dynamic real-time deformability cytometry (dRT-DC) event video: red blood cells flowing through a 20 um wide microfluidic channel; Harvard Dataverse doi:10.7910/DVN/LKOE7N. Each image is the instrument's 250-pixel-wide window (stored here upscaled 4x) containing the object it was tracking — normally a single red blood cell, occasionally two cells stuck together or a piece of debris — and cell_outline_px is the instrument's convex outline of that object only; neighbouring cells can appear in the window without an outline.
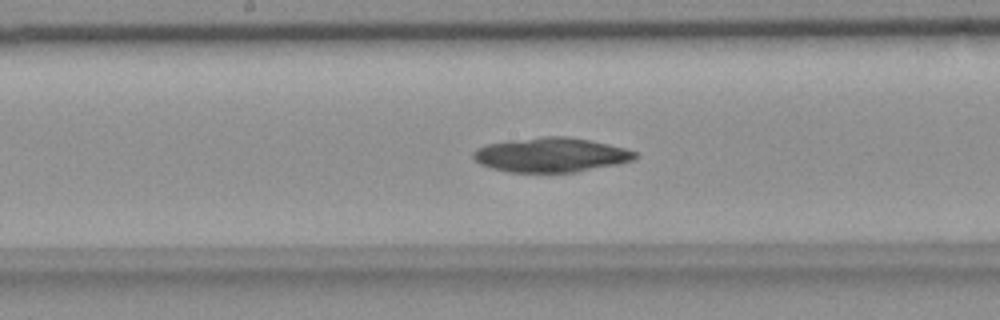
{"species": "common noctule bat (a hibernating species)", "species_latin": "Nyctalus noctula", "temperature_condition": "room temperature", "stored_images_in_passage": 46, "camera_frame_rate_fps": 3000, "um_per_image_px": 0.085, "animal": {"sex": "female", "body_mass_g": 18.4}, "frame": {"image": 1, "passage_image": 23, "time_ms": 7.333, "image_size_px": [1000, 320], "cell_outline_px": [[640, 156], [632, 160], [616, 164], [576, 172], [508, 172], [492, 168], [480, 164], [472, 156], [472, 152], [476, 148], [484, 144], [508, 140], [544, 136], [564, 136], [588, 140], [624, 148], [636, 152]], "centroid_in_image_um": [46.78, 13.16], "position_along_channel_um": 201.4, "area_um2": 32.43}}
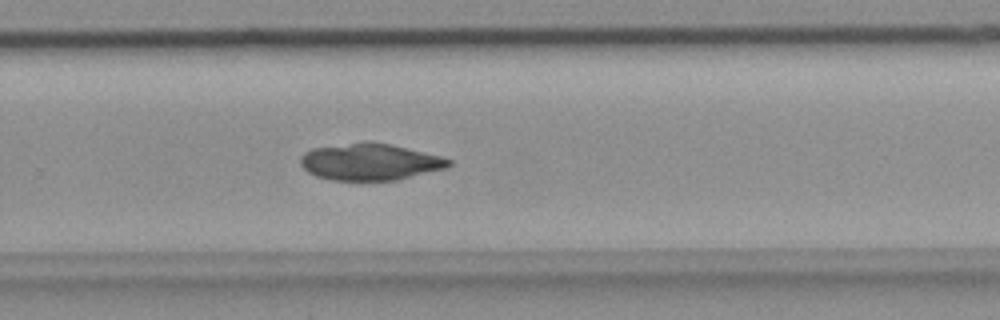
{"frame": {"image": 2, "passage_image": 31, "time_ms": 10.0, "image_size_px": [1000, 320], "cell_outline_px": [[452, 164], [448, 168], [396, 180], [332, 180], [316, 176], [308, 172], [300, 164], [300, 156], [304, 152], [312, 148], [352, 144], [388, 144], [440, 156], [452, 160]], "centroid_in_image_um": [31.45, 13.8], "position_along_channel_um": 298.3, "area_um2": 30.92}}
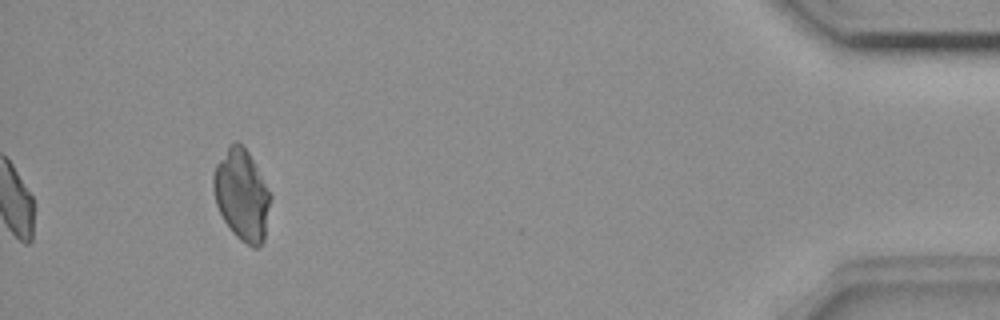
{"frame": {"image": 3, "passage_image": 46, "time_ms": 15.0, "image_size_px": [1000, 320], "cell_outline_px": [[272, 196], [264, 240], [256, 248], [252, 248], [240, 240], [232, 232], [224, 220], [216, 204], [212, 188], [212, 176], [216, 164], [232, 140], [236, 140], [248, 152]], "centroid_in_image_um": [20.54, 16.58], "position_along_channel_um": 414.7, "area_um2": 30.29}}